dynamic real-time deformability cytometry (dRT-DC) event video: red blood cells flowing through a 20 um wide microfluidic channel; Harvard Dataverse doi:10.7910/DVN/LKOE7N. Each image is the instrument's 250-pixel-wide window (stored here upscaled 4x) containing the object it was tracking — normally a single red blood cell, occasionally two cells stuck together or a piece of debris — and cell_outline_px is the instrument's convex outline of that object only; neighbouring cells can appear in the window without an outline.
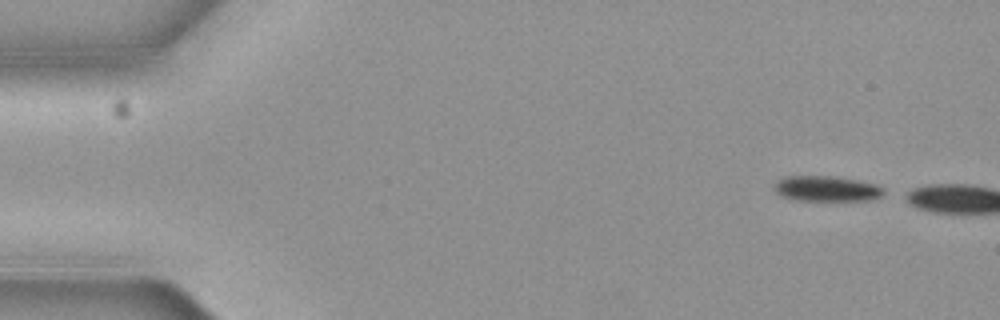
{"species": "common noctule bat (a hibernating species)", "species_latin": "Nyctalus noctula", "temperature_condition": "cold", "stored_images_in_passage": 2, "camera_frame_rate_fps": 3000, "um_per_image_px": 0.085, "animal": {"sex": "female", "body_mass_g": 19.3, "forearm_length_mm": 54.1}, "frame": {"image": 1, "passage_image": 1, "time_ms": 0.0, "image_size_px": [1000, 320], "cell_outline_px": [[884, 192], [880, 196], [868, 200], [796, 200], [784, 196], [776, 192], [776, 184], [784, 176], [832, 176], [856, 180], [876, 184], [884, 188]], "centroid_in_image_um": [70.29, 16.03], "position_along_channel_um": 14.7, "area_um2": 15.84}}